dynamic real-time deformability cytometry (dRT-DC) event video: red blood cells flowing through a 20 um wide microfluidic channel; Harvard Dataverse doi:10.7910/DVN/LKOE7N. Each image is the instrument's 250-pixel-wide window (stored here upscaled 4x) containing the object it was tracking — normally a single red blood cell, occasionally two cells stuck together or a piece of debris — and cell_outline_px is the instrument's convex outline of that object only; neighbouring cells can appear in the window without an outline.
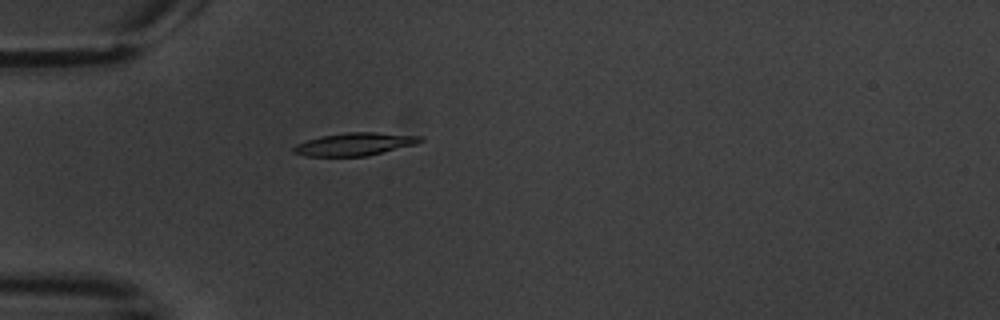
{"species": "common noctule bat (a hibernating species)", "species_latin": "Nyctalus noctula", "temperature_condition": "warm", "stored_images_in_passage": 6, "camera_frame_rate_fps": 3000, "um_per_image_px": 0.085, "animal": {"sex": "male", "body_mass_g": 20.1, "forearm_length_mm": 53.5}, "frame": {"image": 1, "passage_image": 6, "time_ms": 6.0, "image_size_px": [1000, 320], "cell_outline_px": [[424, 140], [416, 144], [368, 156], [304, 156], [292, 152], [292, 148], [296, 144], [320, 136], [344, 132], [376, 132], [424, 136]], "centroid_in_image_um": [30.16, 12.25], "position_along_channel_um": 54.8, "area_um2": 16.99}}